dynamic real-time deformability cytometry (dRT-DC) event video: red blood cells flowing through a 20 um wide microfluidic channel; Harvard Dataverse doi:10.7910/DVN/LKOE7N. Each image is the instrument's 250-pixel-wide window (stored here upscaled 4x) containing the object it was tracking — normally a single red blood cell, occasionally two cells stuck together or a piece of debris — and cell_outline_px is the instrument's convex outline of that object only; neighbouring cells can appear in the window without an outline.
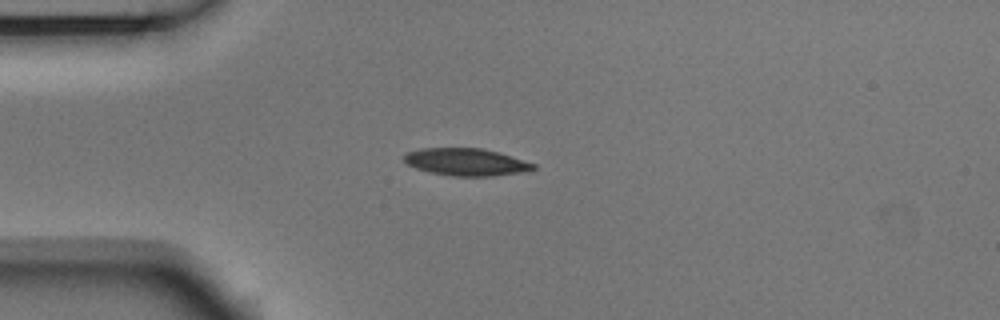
{"species": "Egyptian fruit bat (a non-hibernating species)", "species_latin": "Rousettus aegyptiacus", "temperature_condition": "room temperature", "stored_images_in_passage": 41, "camera_frame_rate_fps": 3000, "um_per_image_px": 0.085, "animal": {"sex": "male"}, "frame": {"image": 1, "passage_image": 1, "time_ms": 0.0, "image_size_px": [1000, 320], "cell_outline_px": [[536, 168], [528, 172], [492, 176], [452, 176], [432, 172], [416, 168], [408, 164], [404, 160], [404, 156], [408, 152], [420, 148], [484, 148], [500, 152], [536, 164]], "centroid_in_image_um": [39.69, 13.77], "position_along_channel_um": 45.3, "area_um2": 20.69}}
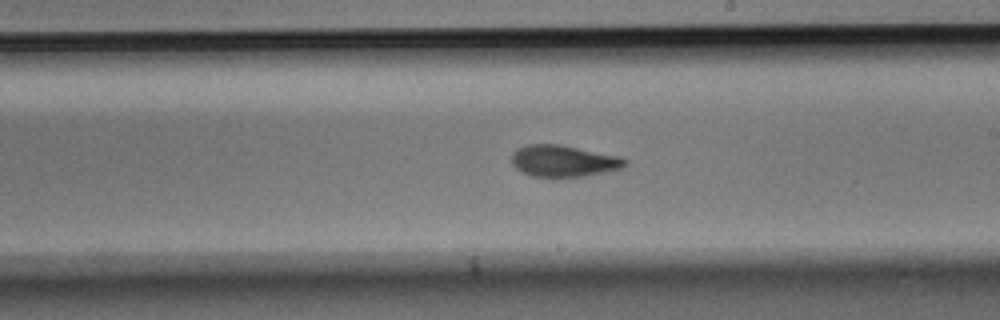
{"frame": {"image": 2, "passage_image": 18, "time_ms": 5.667, "image_size_px": [1000, 320], "cell_outline_px": [[628, 164], [620, 168], [608, 172], [584, 176], [552, 180], [532, 176], [520, 172], [512, 164], [512, 152], [516, 148], [528, 144], [560, 144], [620, 156], [628, 160]], "centroid_in_image_um": [47.88, 13.72], "position_along_channel_um": 241.1, "area_um2": 21.73}}
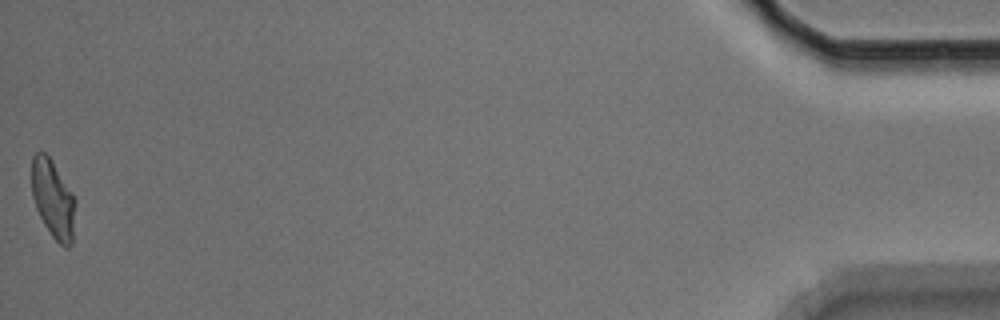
{"frame": {"image": 3, "passage_image": 41, "time_ms": 13.333, "image_size_px": [1000, 320], "cell_outline_px": [[76, 204], [72, 244], [68, 248], [64, 248], [52, 236], [44, 224], [36, 208], [32, 196], [32, 156], [36, 152], [44, 152], [48, 156], [72, 192], [76, 200]], "centroid_in_image_um": [4.52, 16.96], "position_along_channel_um": 430.7, "area_um2": 19.83}, "authors_computed_cell_mechanics": {"area_um2": 20.808, "velocity_mm_per_s": 3.7404, "shape_relaxation_time_tau1_ms": 3.0821, "shape_relaxation_time_tau2_ms": 2.94, "deformation_change_tau1": 0.158, "deformation_change_tau2": 0.0948}}